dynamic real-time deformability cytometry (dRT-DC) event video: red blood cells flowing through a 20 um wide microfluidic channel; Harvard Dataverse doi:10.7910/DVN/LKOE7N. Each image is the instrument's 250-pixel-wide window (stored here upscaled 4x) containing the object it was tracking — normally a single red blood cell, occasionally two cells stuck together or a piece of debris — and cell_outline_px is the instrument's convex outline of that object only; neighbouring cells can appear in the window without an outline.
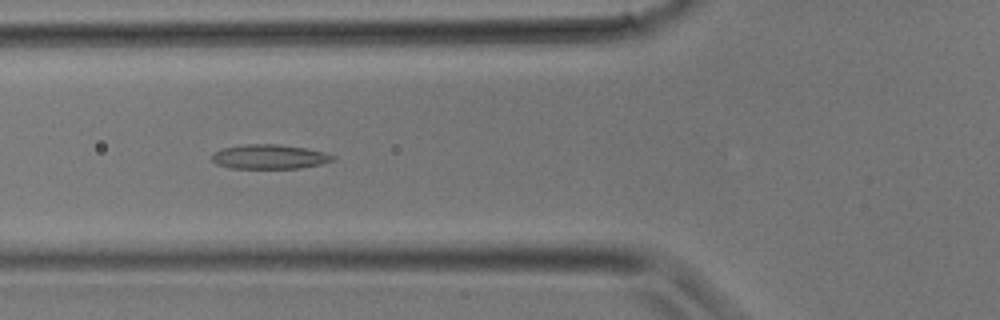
{"species": "common noctule bat (a hibernating species)", "species_latin": "Nyctalus noctula", "temperature_condition": "room temperature", "stored_images_in_passage": 29, "camera_frame_rate_fps": 3000, "um_per_image_px": 0.085, "animal": {"sex": "male", "body_mass_g": 17.9}, "frame": {"image": 1, "passage_image": 9, "time_ms": 2.667, "image_size_px": [1000, 320], "cell_outline_px": [[336, 156], [332, 160], [320, 164], [300, 168], [232, 168], [216, 164], [212, 160], [212, 152], [224, 148], [244, 144], [280, 144], [304, 148], [324, 152]], "centroid_in_image_um": [22.87, 13.32], "position_along_channel_um": 102.9, "area_um2": 17.11}}
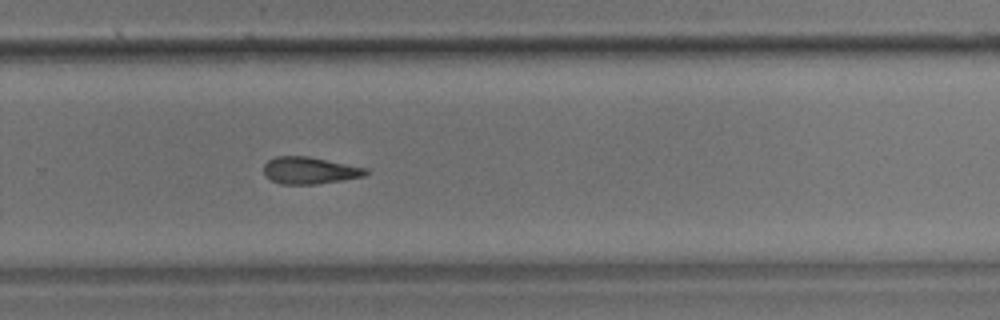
{"frame": {"image": 2, "passage_image": 19, "time_ms": 6.0, "image_size_px": [1000, 320], "cell_outline_px": [[368, 172], [364, 176], [344, 180], [316, 184], [280, 184], [264, 176], [264, 164], [268, 160], [276, 156], [308, 156], [368, 168]], "centroid_in_image_um": [26.31, 14.49], "position_along_channel_um": 303.5, "area_um2": 16.13}}
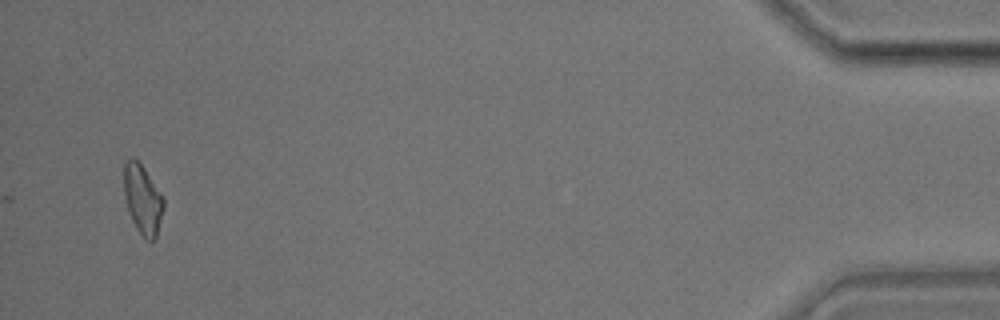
{"frame": {"image": 3, "passage_image": 29, "time_ms": 9.333, "image_size_px": [1000, 320], "cell_outline_px": [[164, 208], [156, 236], [152, 240], [148, 240], [136, 228], [128, 212], [124, 196], [124, 164], [132, 156], [144, 168], [164, 196]], "centroid_in_image_um": [12.13, 16.92], "position_along_channel_um": 423.1, "area_um2": 15.95}}